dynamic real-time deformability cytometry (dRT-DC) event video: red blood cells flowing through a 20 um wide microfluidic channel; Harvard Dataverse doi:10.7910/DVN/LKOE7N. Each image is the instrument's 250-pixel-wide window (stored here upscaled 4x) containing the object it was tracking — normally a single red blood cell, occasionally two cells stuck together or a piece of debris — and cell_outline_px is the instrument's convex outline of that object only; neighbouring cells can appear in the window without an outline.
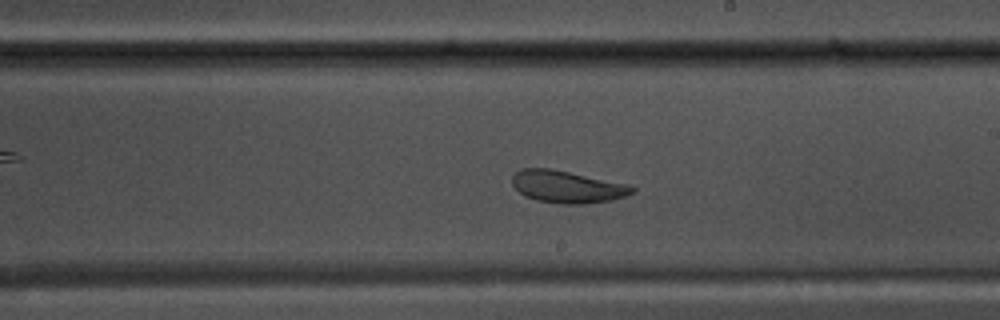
{"species": "common noctule bat (a hibernating species)", "species_latin": "Nyctalus noctula", "temperature_condition": "warm", "stored_images_in_passage": 34, "camera_frame_rate_fps": 3000, "um_per_image_px": 0.085, "animal": {"sex": "male", "body_mass_g": 17.5, "forearm_length_mm": 52.3}, "frame": {"image": 1, "passage_image": 20, "time_ms": 6.333, "image_size_px": [1000, 320], "cell_outline_px": [[636, 192], [612, 200], [584, 204], [560, 204], [536, 200], [524, 196], [512, 184], [512, 176], [520, 168], [548, 168], [628, 184], [636, 188]], "centroid_in_image_um": [48.21, 15.88], "position_along_channel_um": 240.8, "area_um2": 22.48}, "authors_computed_cell_mechanics": {"area_um2": 23.1489, "velocity_mm_per_s": 3.6265, "shape_relaxation_time_tau1_ms": null, "shape_relaxation_time_tau2_ms": 1.8559, "deformation_change_tau1": null, "deformation_change_tau2": 0.0812}}